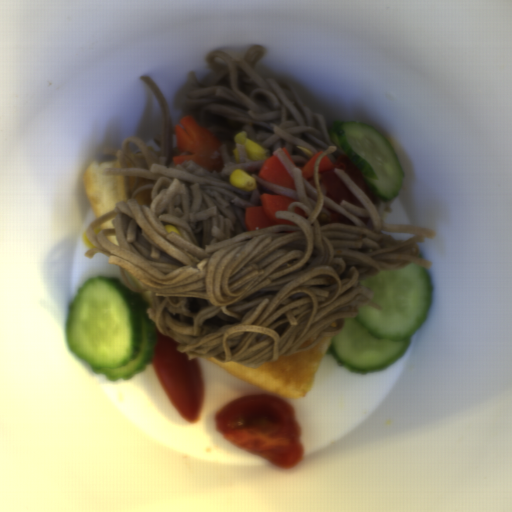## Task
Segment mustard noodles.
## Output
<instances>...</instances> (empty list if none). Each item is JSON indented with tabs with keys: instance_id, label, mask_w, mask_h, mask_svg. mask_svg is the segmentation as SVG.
Here are the masks:
<instances>
[{
	"instance_id": "mustard-noodles-1",
	"label": "mustard noodles",
	"mask_w": 512,
	"mask_h": 512,
	"mask_svg": "<svg viewBox=\"0 0 512 512\" xmlns=\"http://www.w3.org/2000/svg\"><path fill=\"white\" fill-rule=\"evenodd\" d=\"M263 54V46L255 44L240 59L228 51L207 53L211 73L201 82L189 71L173 96L183 118L192 115L221 141L211 156L220 157V171L191 160L174 164L173 157L192 154L177 147L159 86L146 75L139 77L162 109V144L157 152L130 136L121 150L104 147L119 165L102 172L122 175L127 200L90 225L86 234L96 247L84 254L93 259L94 253H103L118 265L123 284L149 303L148 318L175 340L180 352L252 368L310 350L323 338H331L330 344L343 329V319L358 317L365 305L381 308L361 281L411 263L430 270L433 262L419 258L416 243L436 234L385 223L383 212H392L394 197L373 204L344 169L331 171L363 208L345 199L338 205L327 196L320 184V162L326 156L335 166L343 152L328 134L323 114L305 106L289 82L259 76L256 62ZM244 130L267 156L286 165L297 191L258 177L264 161L248 159L245 144L233 139ZM283 146L298 166L323 152L313 181L302 177ZM236 148L239 164L232 153ZM240 168L255 178L257 189L242 191L229 184L230 172ZM130 176L136 179L133 188ZM149 188L150 208L139 206L134 196ZM262 193L298 200L287 211L275 212L298 226L248 231L245 209L261 205ZM296 206L307 212V219L294 213ZM327 208L350 218L354 226L328 224ZM358 216L369 217L367 225ZM111 218L115 230L93 231ZM164 224L177 227L183 238L167 234ZM115 234L118 246L106 239ZM308 340L314 342L298 349Z\"/></svg>"
}]
</instances>
